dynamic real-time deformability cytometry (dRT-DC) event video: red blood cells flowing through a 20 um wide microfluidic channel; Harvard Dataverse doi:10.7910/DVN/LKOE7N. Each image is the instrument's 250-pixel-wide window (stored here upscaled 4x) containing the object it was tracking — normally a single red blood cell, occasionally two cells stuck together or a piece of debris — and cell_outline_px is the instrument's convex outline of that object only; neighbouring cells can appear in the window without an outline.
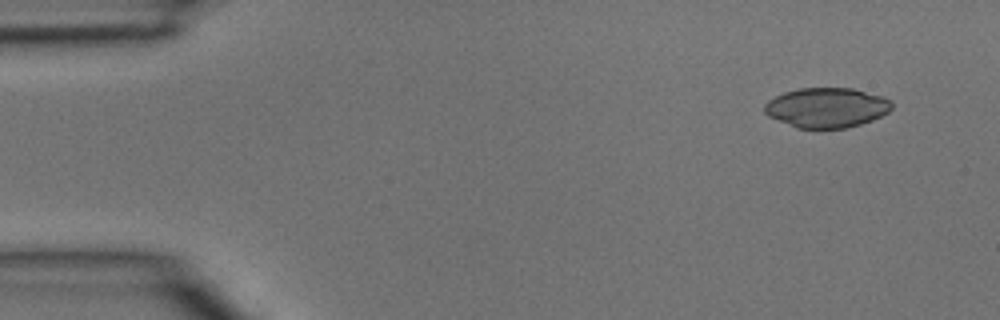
{"species": "common noctule bat (a hibernating species)", "species_latin": "Nyctalus noctula", "temperature_condition": "room temperature", "stored_images_in_passage": 3, "camera_frame_rate_fps": 3000, "um_per_image_px": 0.085, "animal": {"sex": "male", "body_mass_g": 15.6}, "frame": {"image": 1, "passage_image": 1, "time_ms": 0.0, "image_size_px": [1000, 320], "cell_outline_px": [[892, 108], [888, 112], [872, 120], [860, 124], [844, 128], [796, 128], [768, 116], [764, 112], [764, 104], [768, 100], [784, 92], [800, 88], [852, 88], [880, 96], [888, 100], [892, 104]], "centroid_in_image_um": [70.22, 9.15], "position_along_channel_um": 14.8, "area_um2": 29.36}}